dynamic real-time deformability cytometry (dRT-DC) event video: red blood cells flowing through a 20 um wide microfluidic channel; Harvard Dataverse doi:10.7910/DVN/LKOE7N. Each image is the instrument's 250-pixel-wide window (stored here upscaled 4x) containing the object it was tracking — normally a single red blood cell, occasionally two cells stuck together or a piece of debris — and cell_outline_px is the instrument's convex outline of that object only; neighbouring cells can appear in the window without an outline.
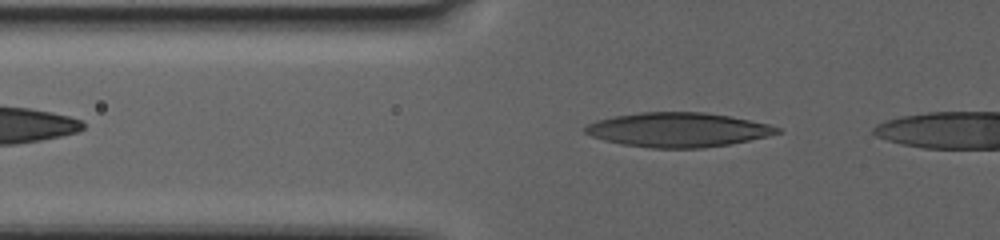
{"species": "human", "species_latin": "Homo sapiens", "temperature_condition": "warm", "stored_images_in_passage": 12, "camera_frame_rate_fps": 3000, "um_per_image_px": 0.085, "donor": {"sex": "female"}, "frame": {"image": 1, "passage_image": 7, "time_ms": 2.0, "image_size_px": [1000, 240], "cell_outline_px": [[784, 132], [768, 136], [728, 144], [700, 148], [652, 148], [620, 144], [604, 140], [592, 136], [584, 132], [584, 128], [588, 124], [596, 120], [616, 116], [640, 112], [704, 112], [728, 116], [768, 124], [780, 128]], "centroid_in_image_um": [57.61, 11.03], "position_along_channel_um": 68.2, "area_um2": 38.26}}